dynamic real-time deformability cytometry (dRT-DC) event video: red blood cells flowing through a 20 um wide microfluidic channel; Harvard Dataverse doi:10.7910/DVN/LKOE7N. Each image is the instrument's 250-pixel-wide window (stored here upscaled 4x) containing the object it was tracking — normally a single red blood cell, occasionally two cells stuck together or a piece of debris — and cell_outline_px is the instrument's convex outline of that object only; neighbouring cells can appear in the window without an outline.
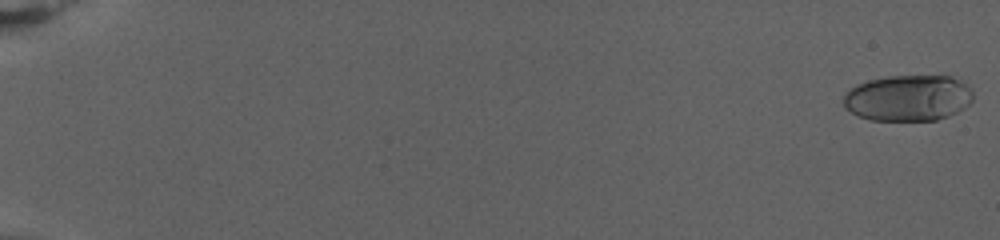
{"species": "human", "species_latin": "Homo sapiens", "temperature_condition": "warm", "stored_images_in_passage": 76, "camera_frame_rate_fps": 3000, "um_per_image_px": 0.085, "donor": {"sex": "female"}, "frame": {"image": 1, "passage_image": 1, "time_ms": 0.0, "image_size_px": [1000, 240], "cell_outline_px": [[972, 100], [964, 108], [948, 116], [936, 120], [872, 120], [856, 116], [844, 108], [844, 96], [856, 84], [868, 80], [888, 76], [948, 76], [972, 88]], "centroid_in_image_um": [77.16, 8.34], "position_along_channel_um": 7.8, "area_um2": 34.68}}
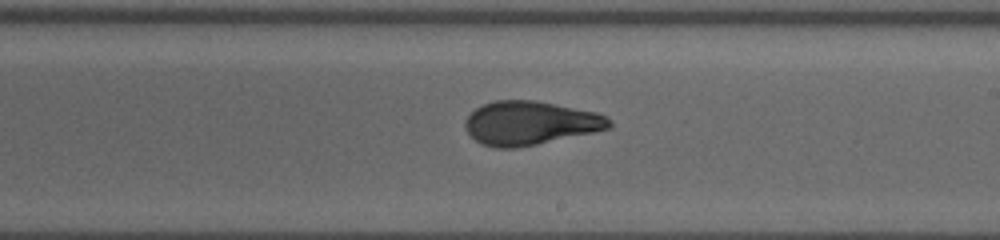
{"frame": {"image": 2, "passage_image": 50, "time_ms": 16.333, "image_size_px": [1000, 240], "cell_outline_px": [[612, 124], [608, 128], [592, 132], [536, 144], [516, 148], [492, 148], [480, 144], [468, 132], [464, 124], [464, 120], [476, 108], [484, 104], [496, 100], [536, 100], [596, 112], [608, 116], [612, 120]], "centroid_in_image_um": [45.04, 10.45], "position_along_channel_um": 244.0, "area_um2": 36.59}}
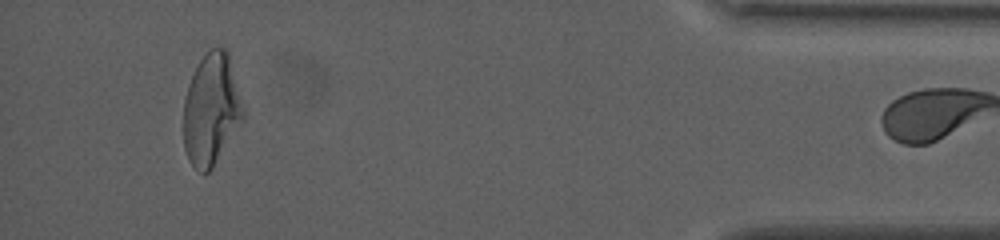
{"frame": {"image": 3, "passage_image": 75, "time_ms": 24.667, "image_size_px": [1000, 240], "cell_outline_px": [[244, 120], [212, 168], [208, 172], [200, 172], [188, 160], [184, 148], [184, 100], [188, 84], [200, 60], [212, 48], [224, 48], [228, 52], [244, 104]], "centroid_in_image_um": [17.98, 9.32], "position_along_channel_um": 417.2, "area_um2": 38.78}}